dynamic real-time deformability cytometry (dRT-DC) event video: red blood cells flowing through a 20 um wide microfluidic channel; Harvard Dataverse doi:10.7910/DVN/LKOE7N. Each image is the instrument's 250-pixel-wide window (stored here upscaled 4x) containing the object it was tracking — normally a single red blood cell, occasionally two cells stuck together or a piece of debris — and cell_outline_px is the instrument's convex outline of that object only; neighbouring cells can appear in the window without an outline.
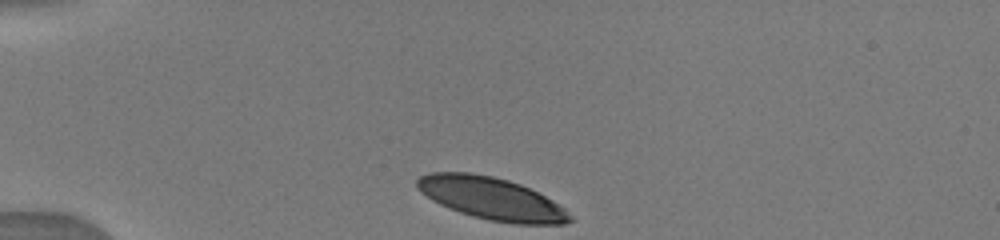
{"species": "human", "species_latin": "Homo sapiens", "temperature_condition": "warm", "stored_images_in_passage": 29, "camera_frame_rate_fps": 3000, "um_per_image_px": 0.085, "donor": {"sex": "male"}, "frame": {"image": 1, "passage_image": 1, "time_ms": 0.0, "image_size_px": [1000, 240], "cell_outline_px": [[572, 220], [564, 224], [512, 224], [488, 220], [472, 216], [448, 208], [432, 200], [420, 192], [416, 188], [416, 180], [420, 176], [428, 172], [468, 172], [492, 176], [508, 180], [520, 184], [552, 200], [564, 208], [572, 216]], "centroid_in_image_um": [41.74, 16.87], "position_along_channel_um": 43.3, "area_um2": 37.74}}
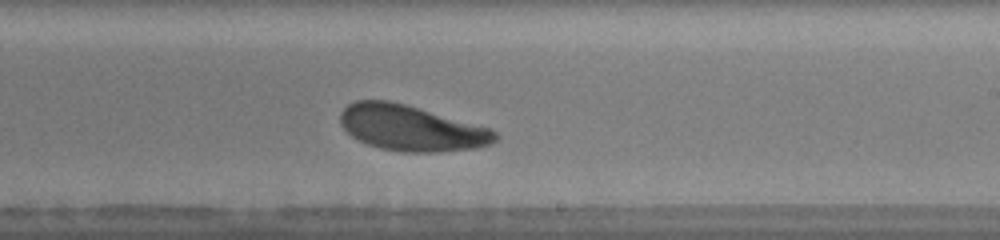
{"frame": {"image": 2, "passage_image": 18, "time_ms": 6.333, "image_size_px": [1000, 240], "cell_outline_px": [[500, 136], [492, 144], [476, 148], [440, 152], [404, 152], [380, 148], [368, 144], [352, 136], [340, 124], [340, 112], [348, 104], [356, 100], [388, 100], [404, 104], [492, 128]], "centroid_in_image_um": [34.98, 10.89], "position_along_channel_um": 254.0, "area_um2": 41.21}}
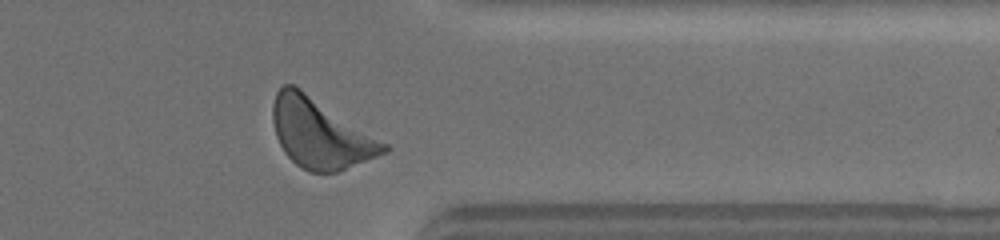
{"frame": {"image": 3, "passage_image": 27, "time_ms": 9.667, "image_size_px": [1000, 240], "cell_outline_px": [[388, 152], [336, 172], [312, 172], [296, 164], [284, 152], [276, 136], [272, 120], [272, 104], [276, 92], [284, 84], [292, 84], [300, 88], [388, 144]], "centroid_in_image_um": [27.2, 11.33], "position_along_channel_um": 384.2, "area_um2": 44.33}}